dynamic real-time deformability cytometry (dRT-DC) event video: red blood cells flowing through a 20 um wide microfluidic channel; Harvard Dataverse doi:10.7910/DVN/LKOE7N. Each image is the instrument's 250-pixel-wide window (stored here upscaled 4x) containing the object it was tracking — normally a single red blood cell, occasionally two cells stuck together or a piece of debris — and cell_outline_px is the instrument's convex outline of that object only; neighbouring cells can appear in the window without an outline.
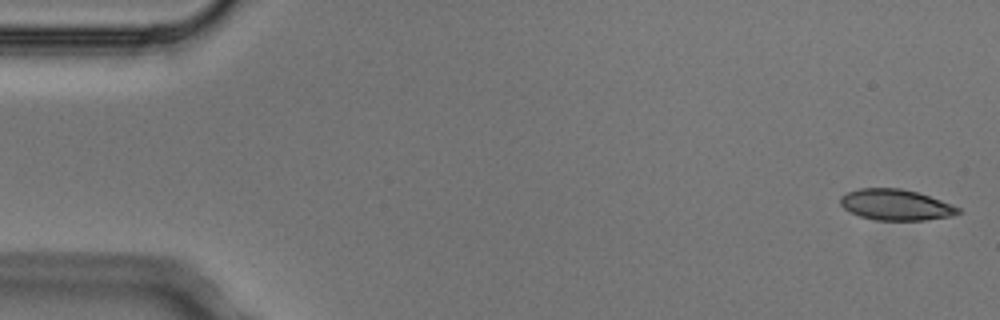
{"species": "Egyptian fruit bat (a non-hibernating species)", "species_latin": "Rousettus aegyptiacus", "temperature_condition": "cold", "stored_images_in_passage": 6, "camera_frame_rate_fps": 3000, "um_per_image_px": 0.085, "animal": {"sex": "male"}, "frame": {"image": 1, "passage_image": 1, "time_ms": 0.0, "image_size_px": [1000, 320], "cell_outline_px": [[964, 212], [948, 216], [924, 220], [876, 220], [860, 216], [844, 208], [840, 204], [840, 196], [848, 192], [860, 188], [900, 188], [916, 192], [940, 200], [960, 208]], "centroid_in_image_um": [76.13, 17.4], "position_along_channel_um": 8.9, "area_um2": 20.98}}
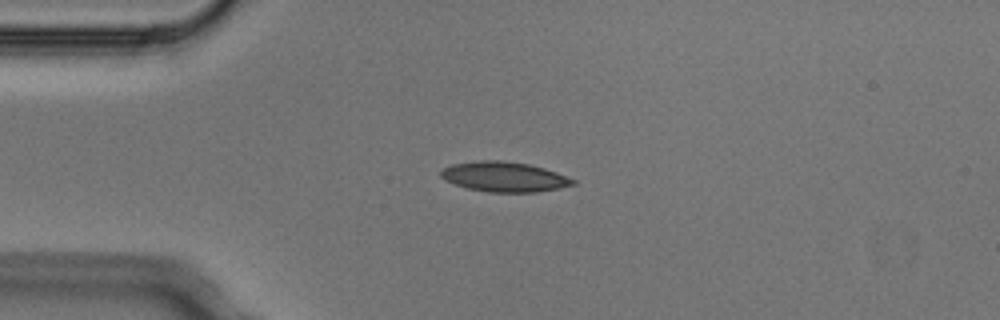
{"frame": {"image": 2, "passage_image": 4, "time_ms": 1.0, "image_size_px": [1000, 320], "cell_outline_px": [[576, 184], [560, 188], [536, 192], [488, 192], [468, 188], [444, 180], [440, 176], [440, 172], [444, 168], [452, 164], [480, 160], [500, 160], [528, 164], [544, 168], [556, 172], [576, 180]], "centroid_in_image_um": [42.87, 15.03], "position_along_channel_um": 42.1, "area_um2": 23.0}}
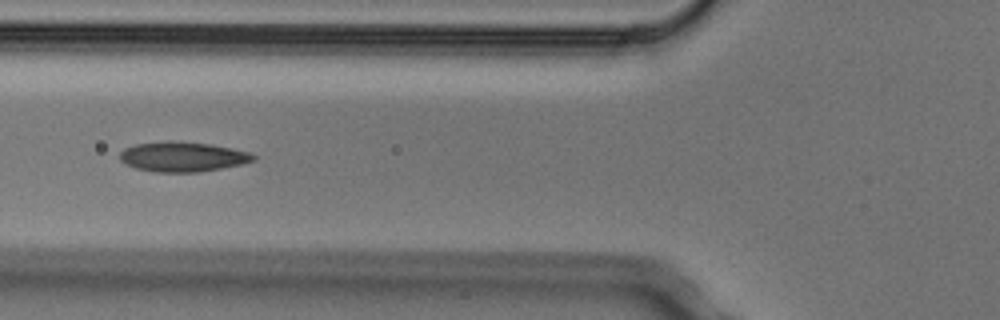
{"frame": {"image": 3, "passage_image": 6, "time_ms": 1.667, "image_size_px": [1000, 320], "cell_outline_px": [[256, 160], [240, 164], [220, 168], [196, 172], [156, 172], [136, 168], [120, 160], [120, 152], [124, 148], [136, 144], [168, 140], [212, 144], [232, 148], [248, 152], [256, 156]], "centroid_in_image_um": [15.52, 13.31], "position_along_channel_um": 110.3, "area_um2": 23.12}}